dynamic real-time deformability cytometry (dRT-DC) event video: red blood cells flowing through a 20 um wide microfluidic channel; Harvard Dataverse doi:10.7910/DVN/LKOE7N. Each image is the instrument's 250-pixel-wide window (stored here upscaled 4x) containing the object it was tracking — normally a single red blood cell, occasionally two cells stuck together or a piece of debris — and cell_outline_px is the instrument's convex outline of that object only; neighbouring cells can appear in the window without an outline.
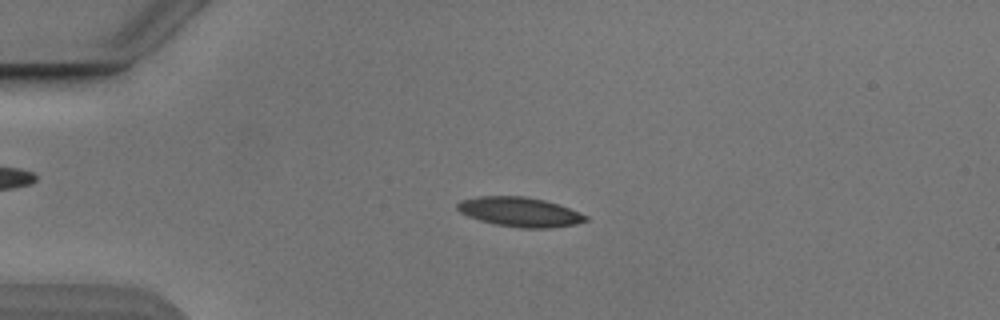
{"species": "Egyptian fruit bat (a non-hibernating species)", "species_latin": "Rousettus aegyptiacus", "temperature_condition": "cold", "stored_images_in_passage": 53, "camera_frame_rate_fps": 3000, "um_per_image_px": 0.085, "animal": {"sex": "male"}, "frame": {"image": 1, "passage_image": 13, "time_ms": 4.0, "image_size_px": [1000, 320], "cell_outline_px": [[588, 220], [576, 224], [548, 228], [520, 228], [496, 224], [480, 220], [468, 216], [460, 212], [456, 208], [456, 204], [460, 200], [476, 196], [524, 196], [544, 200], [568, 208], [588, 216]], "centroid_in_image_um": [44.14, 18.01], "position_along_channel_um": 40.9, "area_um2": 21.96}}
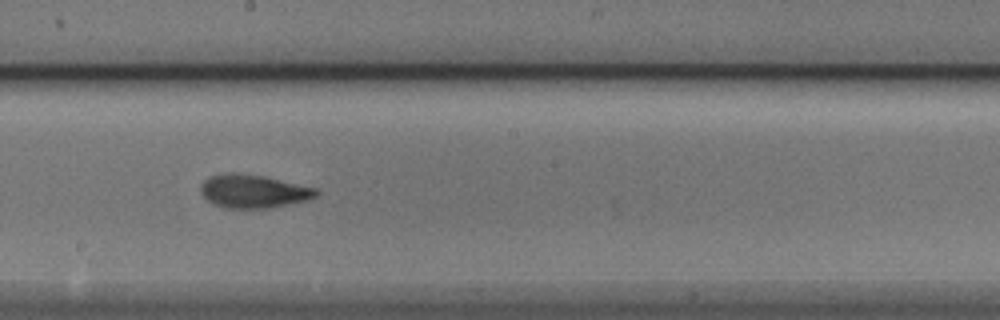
{"frame": {"image": 2, "passage_image": 30, "time_ms": 9.667, "image_size_px": [1000, 320], "cell_outline_px": [[320, 192], [316, 196], [308, 200], [268, 208], [228, 208], [212, 204], [200, 192], [200, 184], [204, 180], [212, 176], [228, 172], [232, 172], [260, 176], [316, 188]], "centroid_in_image_um": [21.51, 16.27], "position_along_channel_um": 226.7, "area_um2": 22.14}}
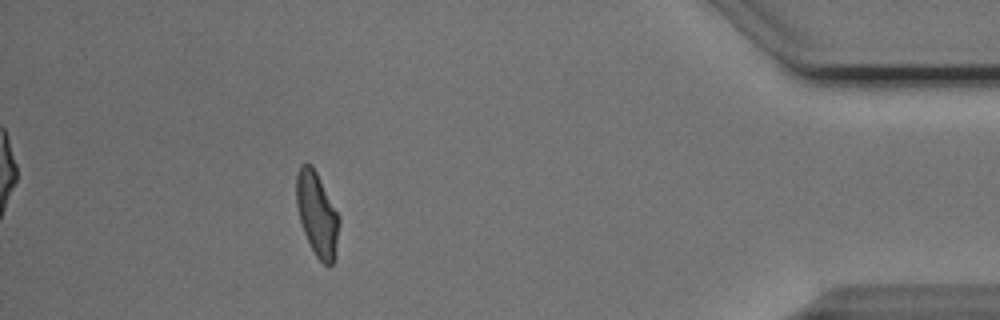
{"frame": {"image": 3, "passage_image": 48, "time_ms": 15.667, "image_size_px": [1000, 320], "cell_outline_px": [[340, 224], [336, 256], [332, 264], [328, 268], [316, 256], [304, 232], [300, 220], [296, 204], [296, 172], [300, 164], [304, 160], [312, 164], [340, 216]], "centroid_in_image_um": [26.96, 18.17], "position_along_channel_um": 408.2, "area_um2": 21.33}, "authors_computed_cell_mechanics": {"area_um2": 21.5016, "velocity_mm_per_s": 3.8634, "shape_relaxation_time_tau1_ms": 3.8056, "shape_relaxation_time_tau2_ms": 2.1148, "deformation_change_tau1": 0.1492, "deformation_change_tau2": 0.0893}}